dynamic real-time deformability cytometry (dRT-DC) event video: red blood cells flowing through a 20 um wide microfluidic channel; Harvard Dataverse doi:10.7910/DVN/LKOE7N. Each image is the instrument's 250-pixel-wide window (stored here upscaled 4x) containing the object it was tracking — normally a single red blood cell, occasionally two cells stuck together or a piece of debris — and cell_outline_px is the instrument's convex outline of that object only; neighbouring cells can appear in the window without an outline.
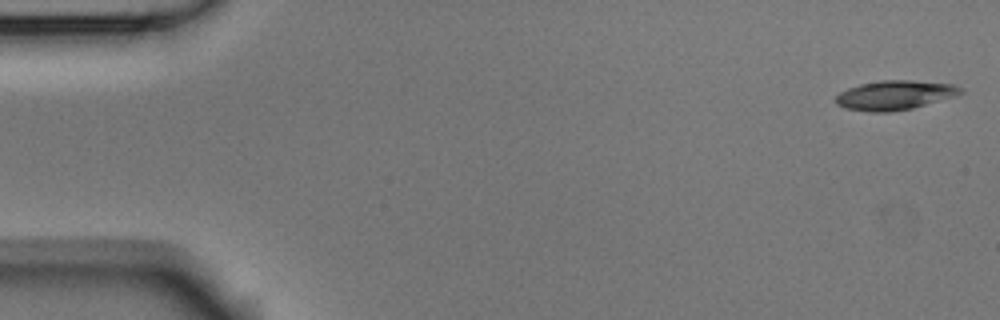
{"species": "Egyptian fruit bat (a non-hibernating species)", "species_latin": "Rousettus aegyptiacus", "temperature_condition": "room temperature", "stored_images_in_passage": 5, "segment_of_instrument_passage": [1, 2], "camera_frame_rate_fps": 3000, "um_per_image_px": 0.085, "animal": {"sex": "male"}, "frame": {"image": 1, "passage_image": 1, "time_ms": 0.0, "image_size_px": [1000, 320], "cell_outline_px": [[964, 92], [956, 96], [912, 108], [892, 112], [868, 112], [844, 108], [836, 104], [836, 96], [840, 92], [848, 88], [860, 84], [880, 80], [912, 80], [952, 84], [964, 88]], "centroid_in_image_um": [76.07, 8.09], "position_along_channel_um": 8.9, "area_um2": 21.5}}
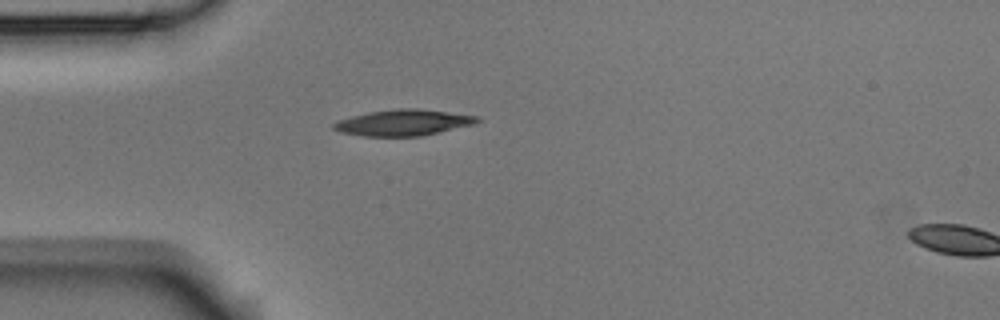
{"frame": {"image": 2, "passage_image": 4, "time_ms": 1.0, "image_size_px": [1000, 320], "cell_outline_px": [[480, 120], [476, 124], [420, 136], [364, 136], [340, 132], [332, 128], [332, 124], [336, 120], [368, 112], [396, 108], [416, 108], [476, 116]], "centroid_in_image_um": [34.23, 10.42], "position_along_channel_um": 50.8, "area_um2": 21.73}}